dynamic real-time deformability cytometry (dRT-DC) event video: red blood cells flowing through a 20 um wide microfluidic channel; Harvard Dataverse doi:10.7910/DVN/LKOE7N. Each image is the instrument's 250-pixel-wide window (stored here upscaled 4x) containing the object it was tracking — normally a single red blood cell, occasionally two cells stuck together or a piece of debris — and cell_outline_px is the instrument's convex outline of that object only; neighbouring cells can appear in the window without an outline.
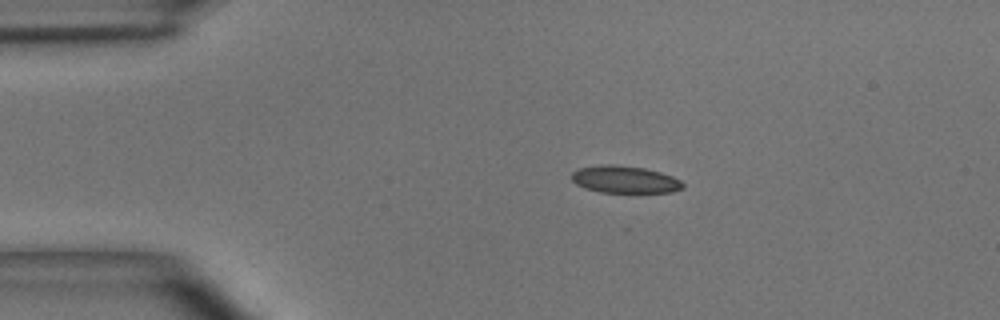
{"species": "common noctule bat (a hibernating species)", "species_latin": "Nyctalus noctula", "temperature_condition": "room temperature", "stored_images_in_passage": 2, "camera_frame_rate_fps": 3000, "um_per_image_px": 0.085, "animal": {"sex": "male", "body_mass_g": 15.6}, "frame": {"image": 1, "passage_image": 1, "time_ms": 0.0, "image_size_px": [1000, 320], "cell_outline_px": [[684, 188], [672, 192], [600, 192], [584, 188], [576, 184], [572, 180], [572, 172], [580, 168], [604, 164], [612, 164], [644, 168], [660, 172], [672, 176], [680, 180], [684, 184]], "centroid_in_image_um": [53.11, 15.26], "position_along_channel_um": 31.9, "area_um2": 17.57}}